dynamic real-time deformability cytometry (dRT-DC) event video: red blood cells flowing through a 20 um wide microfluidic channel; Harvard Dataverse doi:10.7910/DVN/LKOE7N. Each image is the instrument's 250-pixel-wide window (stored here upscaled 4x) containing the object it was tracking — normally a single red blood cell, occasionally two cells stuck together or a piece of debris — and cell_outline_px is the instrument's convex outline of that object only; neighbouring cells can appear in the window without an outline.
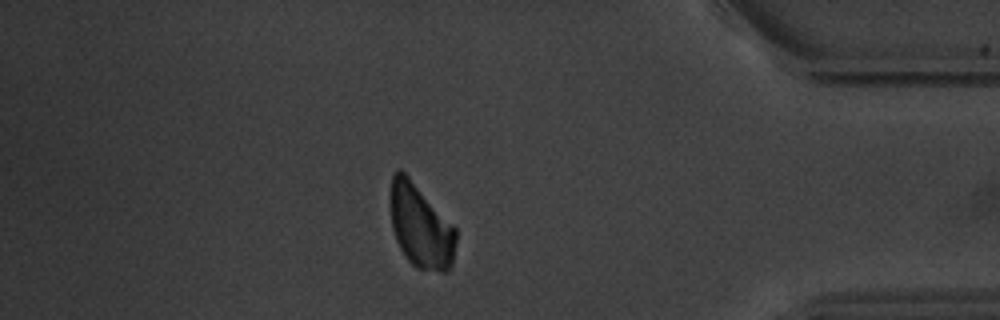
{"species": "common noctule bat (a hibernating species)", "species_latin": "Nyctalus noctula", "temperature_condition": "warm", "stored_images_in_passage": 37, "camera_frame_rate_fps": 3000, "um_per_image_px": 0.085, "animal": {"sex": "male", "body_mass_g": 20.1, "forearm_length_mm": 53.5}, "frame": {"image": 1, "passage_image": 30, "time_ms": 9.667, "image_size_px": [1000, 320], "cell_outline_px": [[456, 240], [452, 264], [448, 272], [440, 272], [416, 268], [404, 256], [396, 240], [392, 228], [392, 176], [400, 168], [408, 176], [456, 228]], "centroid_in_image_um": [35.78, 19.29], "position_along_channel_um": 399.4, "area_um2": 31.44}}